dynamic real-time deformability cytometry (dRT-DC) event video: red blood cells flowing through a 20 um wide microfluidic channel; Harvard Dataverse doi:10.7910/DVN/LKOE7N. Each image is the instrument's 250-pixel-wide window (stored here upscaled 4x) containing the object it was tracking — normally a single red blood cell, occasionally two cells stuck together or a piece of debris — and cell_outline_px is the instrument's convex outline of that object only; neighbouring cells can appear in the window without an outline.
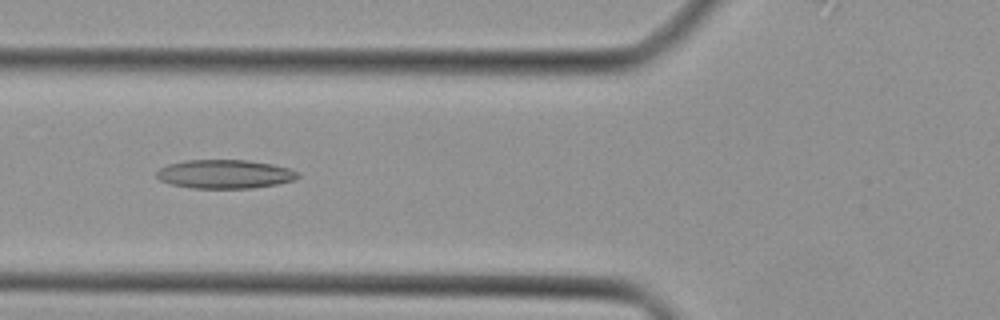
{"species": "Egyptian fruit bat (a non-hibernating species)", "species_latin": "Rousettus aegyptiacus", "temperature_condition": "cold", "stored_images_in_passage": 43, "camera_frame_rate_fps": 3000, "um_per_image_px": 0.085, "animal": {"sex": "female"}, "frame": {"image": 1, "passage_image": 16, "time_ms": 5.0, "image_size_px": [1000, 320], "cell_outline_px": [[300, 176], [296, 180], [276, 184], [252, 188], [192, 188], [172, 184], [160, 180], [156, 176], [156, 172], [160, 168], [168, 164], [184, 160], [248, 160], [272, 164], [288, 168], [300, 172]], "centroid_in_image_um": [19.13, 14.79], "position_along_channel_um": 106.7, "area_um2": 23.76}}
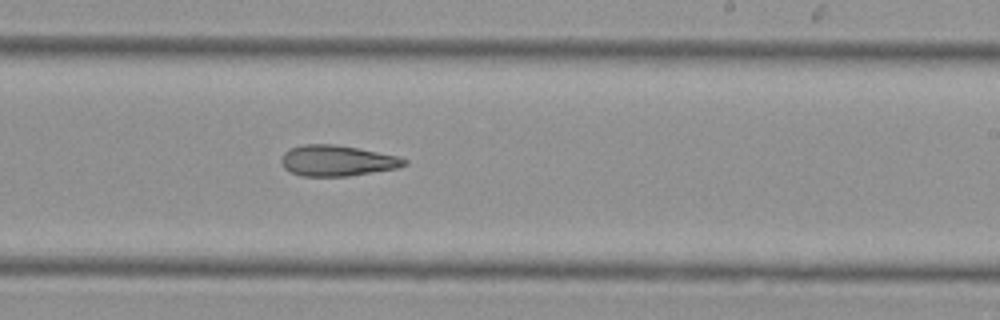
{"frame": {"image": 2, "passage_image": 26, "time_ms": 8.333, "image_size_px": [1000, 320], "cell_outline_px": [[408, 164], [400, 168], [348, 176], [300, 176], [284, 168], [280, 160], [284, 152], [288, 148], [304, 144], [332, 144], [356, 148], [396, 156], [408, 160]], "centroid_in_image_um": [28.64, 13.66], "position_along_channel_um": 260.4, "area_um2": 22.08}}
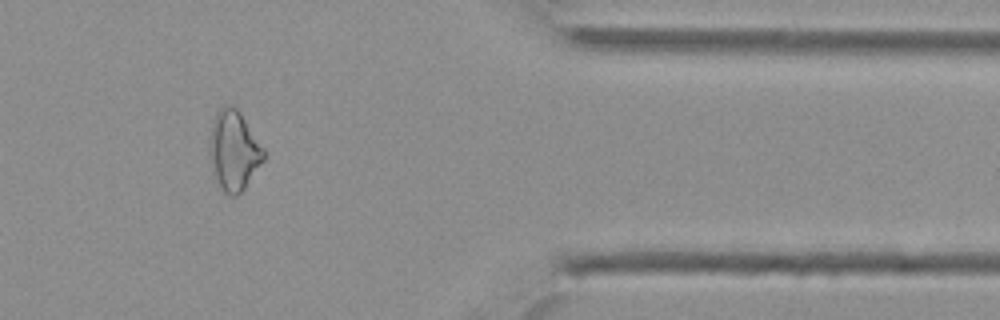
{"frame": {"image": 3, "passage_image": 36, "time_ms": 11.667, "image_size_px": [1000, 320], "cell_outline_px": [[268, 152], [264, 160], [244, 188], [236, 196], [228, 196], [224, 192], [216, 176], [208, 156], [208, 136], [212, 120], [216, 112], [224, 104], [228, 104], [236, 108], [240, 112]], "centroid_in_image_um": [19.87, 12.74], "position_along_channel_um": 391.5, "area_um2": 25.61}}